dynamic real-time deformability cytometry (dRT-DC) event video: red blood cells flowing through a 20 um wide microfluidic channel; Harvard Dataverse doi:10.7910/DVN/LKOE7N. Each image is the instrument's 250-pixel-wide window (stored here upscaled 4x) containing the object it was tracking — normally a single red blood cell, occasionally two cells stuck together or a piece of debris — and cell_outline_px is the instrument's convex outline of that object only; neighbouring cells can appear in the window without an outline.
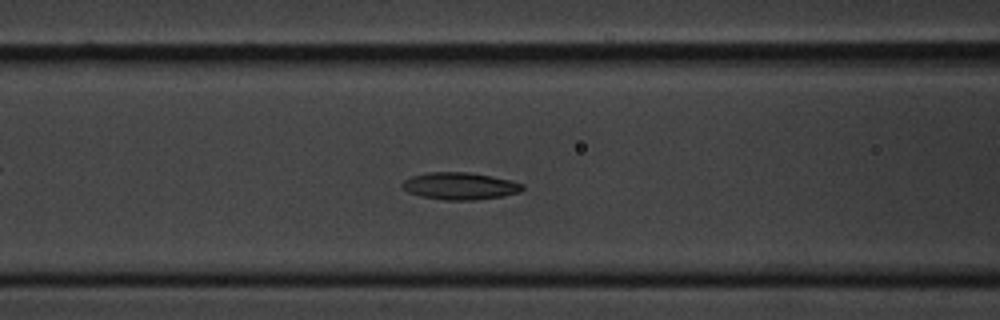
{"species": "common noctule bat (a hibernating species)", "species_latin": "Nyctalus noctula", "temperature_condition": "cold", "stored_images_in_passage": 59, "camera_frame_rate_fps": 3000, "um_per_image_px": 0.085, "animal": {"sex": "male", "body_mass_g": 20.1, "forearm_length_mm": 53.5}, "frame": {"image": 1, "passage_image": 24, "time_ms": 7.667, "image_size_px": [1000, 320], "cell_outline_px": [[524, 188], [520, 192], [504, 196], [476, 200], [444, 200], [420, 196], [408, 192], [400, 184], [404, 180], [412, 176], [428, 172], [468, 172], [492, 176], [524, 184]], "centroid_in_image_um": [39.09, 15.81], "position_along_channel_um": 127.5, "area_um2": 19.07}}
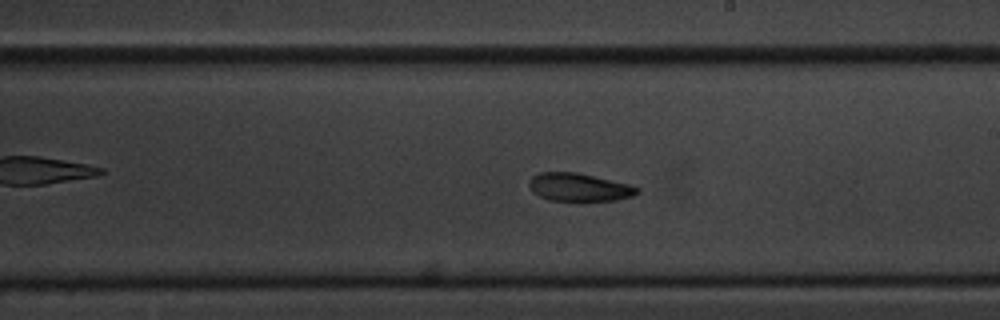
{"frame": {"image": 2, "passage_image": 34, "time_ms": 11.0, "image_size_px": [1000, 320], "cell_outline_px": [[640, 192], [632, 196], [616, 200], [584, 204], [580, 204], [548, 200], [532, 192], [528, 184], [532, 176], [540, 172], [576, 172], [628, 184], [640, 188]], "centroid_in_image_um": [49.21, 15.98], "position_along_channel_um": 239.8, "area_um2": 18.5}}
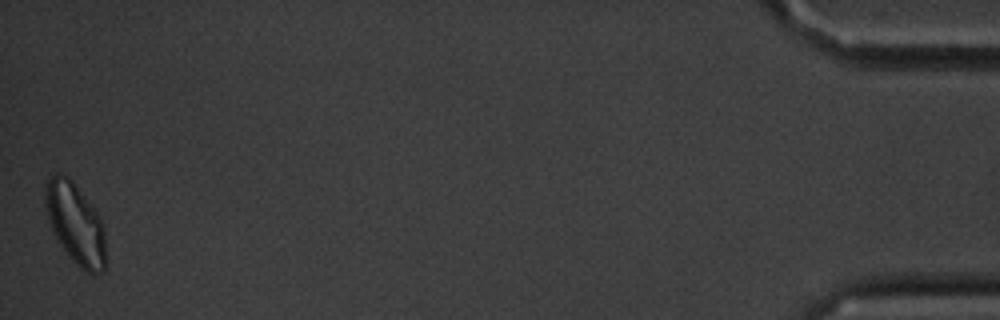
{"frame": {"image": 3, "passage_image": 59, "time_ms": 19.333, "image_size_px": [1000, 320], "cell_outline_px": [[104, 272], [92, 276], [80, 268], [76, 264], [56, 240], [52, 232], [48, 216], [44, 196], [44, 188], [48, 180], [56, 172], [60, 172], [68, 176], [72, 180], [100, 216], [104, 228]], "centroid_in_image_um": [6.4, 19.01], "position_along_channel_um": 428.8, "area_um2": 28.55}, "authors_computed_cell_mechanics": {"area_um2": 18.8428, "velocity_mm_per_s": 3.3714, "shape_relaxation_time_tau1_ms": 4.5124, "shape_relaxation_time_tau2_ms": 3.5411, "deformation_change_tau1": 0.1196, "deformation_change_tau2": 0.0952}}